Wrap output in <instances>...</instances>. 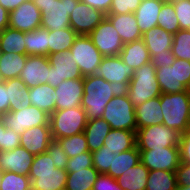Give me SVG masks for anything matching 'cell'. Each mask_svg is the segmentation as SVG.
<instances>
[{"label":"cell","mask_w":190,"mask_h":190,"mask_svg":"<svg viewBox=\"0 0 190 190\" xmlns=\"http://www.w3.org/2000/svg\"><path fill=\"white\" fill-rule=\"evenodd\" d=\"M120 91L121 89L117 86L96 74L84 77V94L81 107L84 109L88 120L101 118L106 104Z\"/></svg>","instance_id":"1"},{"label":"cell","mask_w":190,"mask_h":190,"mask_svg":"<svg viewBox=\"0 0 190 190\" xmlns=\"http://www.w3.org/2000/svg\"><path fill=\"white\" fill-rule=\"evenodd\" d=\"M53 162L47 152L34 156L28 174L31 187L37 190H65L68 172L57 169Z\"/></svg>","instance_id":"2"},{"label":"cell","mask_w":190,"mask_h":190,"mask_svg":"<svg viewBox=\"0 0 190 190\" xmlns=\"http://www.w3.org/2000/svg\"><path fill=\"white\" fill-rule=\"evenodd\" d=\"M163 125L184 134L190 127V90L161 94Z\"/></svg>","instance_id":"3"},{"label":"cell","mask_w":190,"mask_h":190,"mask_svg":"<svg viewBox=\"0 0 190 190\" xmlns=\"http://www.w3.org/2000/svg\"><path fill=\"white\" fill-rule=\"evenodd\" d=\"M125 92L134 107L143 104L147 100L159 97L162 94L159 83L157 82L156 68L151 62L134 70V75Z\"/></svg>","instance_id":"4"},{"label":"cell","mask_w":190,"mask_h":190,"mask_svg":"<svg viewBox=\"0 0 190 190\" xmlns=\"http://www.w3.org/2000/svg\"><path fill=\"white\" fill-rule=\"evenodd\" d=\"M101 118L110 124L111 129L137 130L135 107L125 90H121L106 104Z\"/></svg>","instance_id":"5"},{"label":"cell","mask_w":190,"mask_h":190,"mask_svg":"<svg viewBox=\"0 0 190 190\" xmlns=\"http://www.w3.org/2000/svg\"><path fill=\"white\" fill-rule=\"evenodd\" d=\"M41 11V27L57 31L70 27V15L80 0H32Z\"/></svg>","instance_id":"6"},{"label":"cell","mask_w":190,"mask_h":190,"mask_svg":"<svg viewBox=\"0 0 190 190\" xmlns=\"http://www.w3.org/2000/svg\"><path fill=\"white\" fill-rule=\"evenodd\" d=\"M87 122V115L81 106L55 110L49 119L52 138L57 140L84 132Z\"/></svg>","instance_id":"7"},{"label":"cell","mask_w":190,"mask_h":190,"mask_svg":"<svg viewBox=\"0 0 190 190\" xmlns=\"http://www.w3.org/2000/svg\"><path fill=\"white\" fill-rule=\"evenodd\" d=\"M181 133L166 125H151L136 130V146L139 150L179 147Z\"/></svg>","instance_id":"8"},{"label":"cell","mask_w":190,"mask_h":190,"mask_svg":"<svg viewBox=\"0 0 190 190\" xmlns=\"http://www.w3.org/2000/svg\"><path fill=\"white\" fill-rule=\"evenodd\" d=\"M69 51L83 77L95 75L104 58L88 35H78Z\"/></svg>","instance_id":"9"},{"label":"cell","mask_w":190,"mask_h":190,"mask_svg":"<svg viewBox=\"0 0 190 190\" xmlns=\"http://www.w3.org/2000/svg\"><path fill=\"white\" fill-rule=\"evenodd\" d=\"M0 117L6 128L19 134L34 126L50 125V115L33 105L22 108L20 111H9Z\"/></svg>","instance_id":"10"},{"label":"cell","mask_w":190,"mask_h":190,"mask_svg":"<svg viewBox=\"0 0 190 190\" xmlns=\"http://www.w3.org/2000/svg\"><path fill=\"white\" fill-rule=\"evenodd\" d=\"M50 71L47 83L56 88L63 80L84 78L70 51L51 53L48 56Z\"/></svg>","instance_id":"11"},{"label":"cell","mask_w":190,"mask_h":190,"mask_svg":"<svg viewBox=\"0 0 190 190\" xmlns=\"http://www.w3.org/2000/svg\"><path fill=\"white\" fill-rule=\"evenodd\" d=\"M88 36L104 57L120 55L124 43L107 17Z\"/></svg>","instance_id":"12"},{"label":"cell","mask_w":190,"mask_h":190,"mask_svg":"<svg viewBox=\"0 0 190 190\" xmlns=\"http://www.w3.org/2000/svg\"><path fill=\"white\" fill-rule=\"evenodd\" d=\"M140 161L151 170L176 172L181 163L179 147H163L161 149L139 150Z\"/></svg>","instance_id":"13"},{"label":"cell","mask_w":190,"mask_h":190,"mask_svg":"<svg viewBox=\"0 0 190 190\" xmlns=\"http://www.w3.org/2000/svg\"><path fill=\"white\" fill-rule=\"evenodd\" d=\"M96 75L109 83L125 90L134 75V70L123 63L121 57H104L97 69Z\"/></svg>","instance_id":"14"},{"label":"cell","mask_w":190,"mask_h":190,"mask_svg":"<svg viewBox=\"0 0 190 190\" xmlns=\"http://www.w3.org/2000/svg\"><path fill=\"white\" fill-rule=\"evenodd\" d=\"M105 18L103 12L79 1L70 15V28L78 35H89Z\"/></svg>","instance_id":"15"},{"label":"cell","mask_w":190,"mask_h":190,"mask_svg":"<svg viewBox=\"0 0 190 190\" xmlns=\"http://www.w3.org/2000/svg\"><path fill=\"white\" fill-rule=\"evenodd\" d=\"M41 11L32 0H27L9 13V27L30 32L41 27Z\"/></svg>","instance_id":"16"},{"label":"cell","mask_w":190,"mask_h":190,"mask_svg":"<svg viewBox=\"0 0 190 190\" xmlns=\"http://www.w3.org/2000/svg\"><path fill=\"white\" fill-rule=\"evenodd\" d=\"M84 78L63 80L56 88L55 110L81 106Z\"/></svg>","instance_id":"17"},{"label":"cell","mask_w":190,"mask_h":190,"mask_svg":"<svg viewBox=\"0 0 190 190\" xmlns=\"http://www.w3.org/2000/svg\"><path fill=\"white\" fill-rule=\"evenodd\" d=\"M50 71V63L47 56H28L19 78L24 86L33 88L39 84H46Z\"/></svg>","instance_id":"18"},{"label":"cell","mask_w":190,"mask_h":190,"mask_svg":"<svg viewBox=\"0 0 190 190\" xmlns=\"http://www.w3.org/2000/svg\"><path fill=\"white\" fill-rule=\"evenodd\" d=\"M34 155L24 147L0 152V167L2 172L9 171L20 175H28L33 163Z\"/></svg>","instance_id":"19"},{"label":"cell","mask_w":190,"mask_h":190,"mask_svg":"<svg viewBox=\"0 0 190 190\" xmlns=\"http://www.w3.org/2000/svg\"><path fill=\"white\" fill-rule=\"evenodd\" d=\"M52 140L50 125L34 126L21 134L20 146L36 156L46 152Z\"/></svg>","instance_id":"20"},{"label":"cell","mask_w":190,"mask_h":190,"mask_svg":"<svg viewBox=\"0 0 190 190\" xmlns=\"http://www.w3.org/2000/svg\"><path fill=\"white\" fill-rule=\"evenodd\" d=\"M106 17L111 21L124 44L142 39L134 13L107 14Z\"/></svg>","instance_id":"21"},{"label":"cell","mask_w":190,"mask_h":190,"mask_svg":"<svg viewBox=\"0 0 190 190\" xmlns=\"http://www.w3.org/2000/svg\"><path fill=\"white\" fill-rule=\"evenodd\" d=\"M163 0H142L134 15L141 33L158 26V16Z\"/></svg>","instance_id":"22"},{"label":"cell","mask_w":190,"mask_h":190,"mask_svg":"<svg viewBox=\"0 0 190 190\" xmlns=\"http://www.w3.org/2000/svg\"><path fill=\"white\" fill-rule=\"evenodd\" d=\"M137 129L163 123L160 97L145 101L135 107Z\"/></svg>","instance_id":"23"},{"label":"cell","mask_w":190,"mask_h":190,"mask_svg":"<svg viewBox=\"0 0 190 190\" xmlns=\"http://www.w3.org/2000/svg\"><path fill=\"white\" fill-rule=\"evenodd\" d=\"M126 65L133 70L151 62V56L142 39L125 43L119 55Z\"/></svg>","instance_id":"24"},{"label":"cell","mask_w":190,"mask_h":190,"mask_svg":"<svg viewBox=\"0 0 190 190\" xmlns=\"http://www.w3.org/2000/svg\"><path fill=\"white\" fill-rule=\"evenodd\" d=\"M142 40L148 49L150 56L171 51L173 34L160 27H154L142 34Z\"/></svg>","instance_id":"25"},{"label":"cell","mask_w":190,"mask_h":190,"mask_svg":"<svg viewBox=\"0 0 190 190\" xmlns=\"http://www.w3.org/2000/svg\"><path fill=\"white\" fill-rule=\"evenodd\" d=\"M149 169L139 162L137 165L126 170L116 180L122 190H146Z\"/></svg>","instance_id":"26"},{"label":"cell","mask_w":190,"mask_h":190,"mask_svg":"<svg viewBox=\"0 0 190 190\" xmlns=\"http://www.w3.org/2000/svg\"><path fill=\"white\" fill-rule=\"evenodd\" d=\"M31 104L51 115L55 111V88L48 83L39 84L29 89Z\"/></svg>","instance_id":"27"},{"label":"cell","mask_w":190,"mask_h":190,"mask_svg":"<svg viewBox=\"0 0 190 190\" xmlns=\"http://www.w3.org/2000/svg\"><path fill=\"white\" fill-rule=\"evenodd\" d=\"M103 146H106L114 154L130 150L136 146V132L111 129L104 139Z\"/></svg>","instance_id":"28"},{"label":"cell","mask_w":190,"mask_h":190,"mask_svg":"<svg viewBox=\"0 0 190 190\" xmlns=\"http://www.w3.org/2000/svg\"><path fill=\"white\" fill-rule=\"evenodd\" d=\"M110 130V124L102 118L88 120L83 133L86 136L87 145L90 152L103 147L104 139Z\"/></svg>","instance_id":"29"},{"label":"cell","mask_w":190,"mask_h":190,"mask_svg":"<svg viewBox=\"0 0 190 190\" xmlns=\"http://www.w3.org/2000/svg\"><path fill=\"white\" fill-rule=\"evenodd\" d=\"M5 85L10 99L9 111H20L22 108L32 105L29 97V88L24 86L20 78L5 80Z\"/></svg>","instance_id":"30"},{"label":"cell","mask_w":190,"mask_h":190,"mask_svg":"<svg viewBox=\"0 0 190 190\" xmlns=\"http://www.w3.org/2000/svg\"><path fill=\"white\" fill-rule=\"evenodd\" d=\"M49 30L37 28L30 32H24L26 55L48 56Z\"/></svg>","instance_id":"31"},{"label":"cell","mask_w":190,"mask_h":190,"mask_svg":"<svg viewBox=\"0 0 190 190\" xmlns=\"http://www.w3.org/2000/svg\"><path fill=\"white\" fill-rule=\"evenodd\" d=\"M95 167L68 172L65 190H92L94 183L99 176Z\"/></svg>","instance_id":"32"},{"label":"cell","mask_w":190,"mask_h":190,"mask_svg":"<svg viewBox=\"0 0 190 190\" xmlns=\"http://www.w3.org/2000/svg\"><path fill=\"white\" fill-rule=\"evenodd\" d=\"M28 55L17 53H0V78L2 81L19 78Z\"/></svg>","instance_id":"33"},{"label":"cell","mask_w":190,"mask_h":190,"mask_svg":"<svg viewBox=\"0 0 190 190\" xmlns=\"http://www.w3.org/2000/svg\"><path fill=\"white\" fill-rule=\"evenodd\" d=\"M140 161V151L135 146L134 148L115 154L112 158L111 165L106 174L116 179L121 176L126 170L137 165Z\"/></svg>","instance_id":"34"},{"label":"cell","mask_w":190,"mask_h":190,"mask_svg":"<svg viewBox=\"0 0 190 190\" xmlns=\"http://www.w3.org/2000/svg\"><path fill=\"white\" fill-rule=\"evenodd\" d=\"M156 77L163 94H172L188 90L179 80H177L176 59L172 66L157 68Z\"/></svg>","instance_id":"35"},{"label":"cell","mask_w":190,"mask_h":190,"mask_svg":"<svg viewBox=\"0 0 190 190\" xmlns=\"http://www.w3.org/2000/svg\"><path fill=\"white\" fill-rule=\"evenodd\" d=\"M0 53L26 55L24 32L7 27L0 33Z\"/></svg>","instance_id":"36"},{"label":"cell","mask_w":190,"mask_h":190,"mask_svg":"<svg viewBox=\"0 0 190 190\" xmlns=\"http://www.w3.org/2000/svg\"><path fill=\"white\" fill-rule=\"evenodd\" d=\"M77 36L78 34L70 27L57 31H49L48 55L51 53L69 51Z\"/></svg>","instance_id":"37"},{"label":"cell","mask_w":190,"mask_h":190,"mask_svg":"<svg viewBox=\"0 0 190 190\" xmlns=\"http://www.w3.org/2000/svg\"><path fill=\"white\" fill-rule=\"evenodd\" d=\"M176 173L165 170H151L146 183V190H176Z\"/></svg>","instance_id":"38"},{"label":"cell","mask_w":190,"mask_h":190,"mask_svg":"<svg viewBox=\"0 0 190 190\" xmlns=\"http://www.w3.org/2000/svg\"><path fill=\"white\" fill-rule=\"evenodd\" d=\"M57 141L61 144L68 158H73L80 153L89 151L86 136L83 132L71 137L57 139Z\"/></svg>","instance_id":"39"},{"label":"cell","mask_w":190,"mask_h":190,"mask_svg":"<svg viewBox=\"0 0 190 190\" xmlns=\"http://www.w3.org/2000/svg\"><path fill=\"white\" fill-rule=\"evenodd\" d=\"M158 27L172 34L180 30L173 3L164 2L158 16Z\"/></svg>","instance_id":"40"},{"label":"cell","mask_w":190,"mask_h":190,"mask_svg":"<svg viewBox=\"0 0 190 190\" xmlns=\"http://www.w3.org/2000/svg\"><path fill=\"white\" fill-rule=\"evenodd\" d=\"M31 180L28 175H20L9 171L1 172L0 190H29Z\"/></svg>","instance_id":"41"},{"label":"cell","mask_w":190,"mask_h":190,"mask_svg":"<svg viewBox=\"0 0 190 190\" xmlns=\"http://www.w3.org/2000/svg\"><path fill=\"white\" fill-rule=\"evenodd\" d=\"M171 52L175 58L190 61V30H179L173 34Z\"/></svg>","instance_id":"42"},{"label":"cell","mask_w":190,"mask_h":190,"mask_svg":"<svg viewBox=\"0 0 190 190\" xmlns=\"http://www.w3.org/2000/svg\"><path fill=\"white\" fill-rule=\"evenodd\" d=\"M21 134L6 128L0 117V152L13 150L20 146Z\"/></svg>","instance_id":"43"},{"label":"cell","mask_w":190,"mask_h":190,"mask_svg":"<svg viewBox=\"0 0 190 190\" xmlns=\"http://www.w3.org/2000/svg\"><path fill=\"white\" fill-rule=\"evenodd\" d=\"M115 154L108 150L106 146L101 147L98 150L92 152L93 167L97 169L99 173H107L109 166L111 165L112 158Z\"/></svg>","instance_id":"44"},{"label":"cell","mask_w":190,"mask_h":190,"mask_svg":"<svg viewBox=\"0 0 190 190\" xmlns=\"http://www.w3.org/2000/svg\"><path fill=\"white\" fill-rule=\"evenodd\" d=\"M46 152L51 156L57 169H66L69 158L57 140H52Z\"/></svg>","instance_id":"45"},{"label":"cell","mask_w":190,"mask_h":190,"mask_svg":"<svg viewBox=\"0 0 190 190\" xmlns=\"http://www.w3.org/2000/svg\"><path fill=\"white\" fill-rule=\"evenodd\" d=\"M180 30H190V0H180L173 3Z\"/></svg>","instance_id":"46"},{"label":"cell","mask_w":190,"mask_h":190,"mask_svg":"<svg viewBox=\"0 0 190 190\" xmlns=\"http://www.w3.org/2000/svg\"><path fill=\"white\" fill-rule=\"evenodd\" d=\"M142 0H112L108 14L135 13Z\"/></svg>","instance_id":"47"},{"label":"cell","mask_w":190,"mask_h":190,"mask_svg":"<svg viewBox=\"0 0 190 190\" xmlns=\"http://www.w3.org/2000/svg\"><path fill=\"white\" fill-rule=\"evenodd\" d=\"M93 166L92 152L87 151L80 153L73 158H69L66 171L72 172V170H80Z\"/></svg>","instance_id":"48"},{"label":"cell","mask_w":190,"mask_h":190,"mask_svg":"<svg viewBox=\"0 0 190 190\" xmlns=\"http://www.w3.org/2000/svg\"><path fill=\"white\" fill-rule=\"evenodd\" d=\"M176 74L177 80L190 90V61L176 58Z\"/></svg>","instance_id":"49"},{"label":"cell","mask_w":190,"mask_h":190,"mask_svg":"<svg viewBox=\"0 0 190 190\" xmlns=\"http://www.w3.org/2000/svg\"><path fill=\"white\" fill-rule=\"evenodd\" d=\"M92 190H122L116 179L108 174L100 173L94 183Z\"/></svg>","instance_id":"50"},{"label":"cell","mask_w":190,"mask_h":190,"mask_svg":"<svg viewBox=\"0 0 190 190\" xmlns=\"http://www.w3.org/2000/svg\"><path fill=\"white\" fill-rule=\"evenodd\" d=\"M175 59L176 58L171 51H165V53L155 54L154 56H151V63L157 69L160 67L172 66Z\"/></svg>","instance_id":"51"},{"label":"cell","mask_w":190,"mask_h":190,"mask_svg":"<svg viewBox=\"0 0 190 190\" xmlns=\"http://www.w3.org/2000/svg\"><path fill=\"white\" fill-rule=\"evenodd\" d=\"M180 159L183 163H190V131L181 134L180 142Z\"/></svg>","instance_id":"52"},{"label":"cell","mask_w":190,"mask_h":190,"mask_svg":"<svg viewBox=\"0 0 190 190\" xmlns=\"http://www.w3.org/2000/svg\"><path fill=\"white\" fill-rule=\"evenodd\" d=\"M175 173L177 185L190 186V163L181 162Z\"/></svg>","instance_id":"53"},{"label":"cell","mask_w":190,"mask_h":190,"mask_svg":"<svg viewBox=\"0 0 190 190\" xmlns=\"http://www.w3.org/2000/svg\"><path fill=\"white\" fill-rule=\"evenodd\" d=\"M8 90L5 85V81H0V116L9 112L10 102H9Z\"/></svg>","instance_id":"54"},{"label":"cell","mask_w":190,"mask_h":190,"mask_svg":"<svg viewBox=\"0 0 190 190\" xmlns=\"http://www.w3.org/2000/svg\"><path fill=\"white\" fill-rule=\"evenodd\" d=\"M83 3H86L88 6L95 8L104 14H108L112 4V0H80Z\"/></svg>","instance_id":"55"},{"label":"cell","mask_w":190,"mask_h":190,"mask_svg":"<svg viewBox=\"0 0 190 190\" xmlns=\"http://www.w3.org/2000/svg\"><path fill=\"white\" fill-rule=\"evenodd\" d=\"M9 11L0 5V33L9 27Z\"/></svg>","instance_id":"56"},{"label":"cell","mask_w":190,"mask_h":190,"mask_svg":"<svg viewBox=\"0 0 190 190\" xmlns=\"http://www.w3.org/2000/svg\"><path fill=\"white\" fill-rule=\"evenodd\" d=\"M25 1L27 0H0V5L10 12L19 7Z\"/></svg>","instance_id":"57"},{"label":"cell","mask_w":190,"mask_h":190,"mask_svg":"<svg viewBox=\"0 0 190 190\" xmlns=\"http://www.w3.org/2000/svg\"><path fill=\"white\" fill-rule=\"evenodd\" d=\"M176 190H190V186L177 185Z\"/></svg>","instance_id":"58"},{"label":"cell","mask_w":190,"mask_h":190,"mask_svg":"<svg viewBox=\"0 0 190 190\" xmlns=\"http://www.w3.org/2000/svg\"><path fill=\"white\" fill-rule=\"evenodd\" d=\"M164 2H168V3H174V2H177V1H180V0H163Z\"/></svg>","instance_id":"59"},{"label":"cell","mask_w":190,"mask_h":190,"mask_svg":"<svg viewBox=\"0 0 190 190\" xmlns=\"http://www.w3.org/2000/svg\"><path fill=\"white\" fill-rule=\"evenodd\" d=\"M29 190H37V189H35V188H33V187H30V189Z\"/></svg>","instance_id":"60"}]
</instances>
